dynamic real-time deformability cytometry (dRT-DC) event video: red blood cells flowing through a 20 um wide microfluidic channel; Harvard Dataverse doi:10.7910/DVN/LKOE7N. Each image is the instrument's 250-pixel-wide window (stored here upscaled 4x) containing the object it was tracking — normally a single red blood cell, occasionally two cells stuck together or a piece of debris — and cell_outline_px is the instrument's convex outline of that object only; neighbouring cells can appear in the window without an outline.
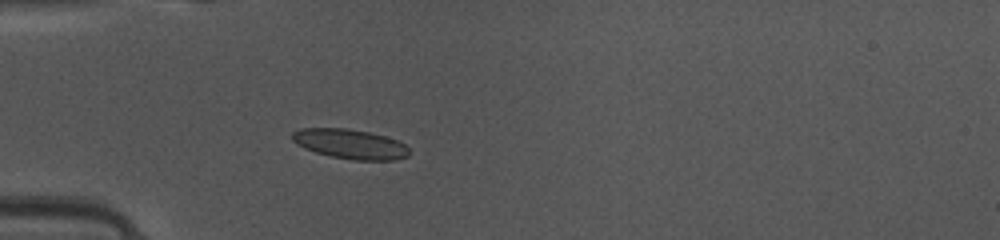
{"species": "common noctule bat (a hibernating species)", "species_latin": "Nyctalus noctula", "temperature_condition": "warm", "stored_images_in_passage": 35, "camera_frame_rate_fps": 3000, "um_per_image_px": 0.085, "animal": {"sex": "female", "body_mass_g": 10.0, "forearm_length_mm": 53.1}, "frame": {"image": 1, "passage_image": 1, "time_ms": 0.0, "image_size_px": [1000, 240], "cell_outline_px": [[408, 156], [396, 160], [356, 160], [332, 156], [316, 152], [304, 148], [292, 140], [292, 132], [300, 128], [344, 128], [368, 132], [384, 136], [396, 140], [404, 144], [408, 148]], "centroid_in_image_um": [29.75, 12.24], "position_along_channel_um": 55.2, "area_um2": 20.0}}
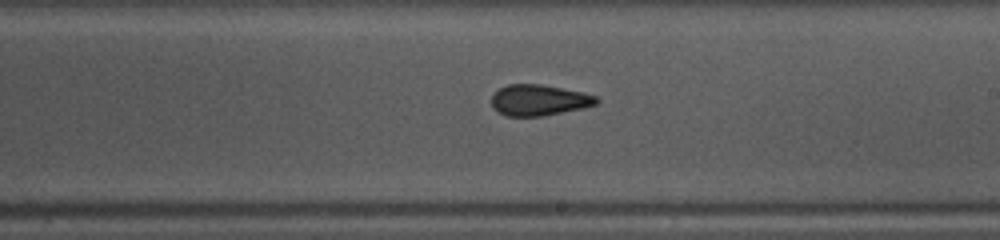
{"frame": {"image": 2, "passage_image": 15, "time_ms": 4.667, "image_size_px": [1000, 240], "cell_outline_px": [[600, 100], [596, 104], [584, 108], [544, 116], [508, 116], [492, 108], [492, 96], [500, 88], [508, 84], [540, 84], [584, 92], [596, 96]], "centroid_in_image_um": [45.84, 8.51], "position_along_channel_um": 243.2, "area_um2": 18.96}}
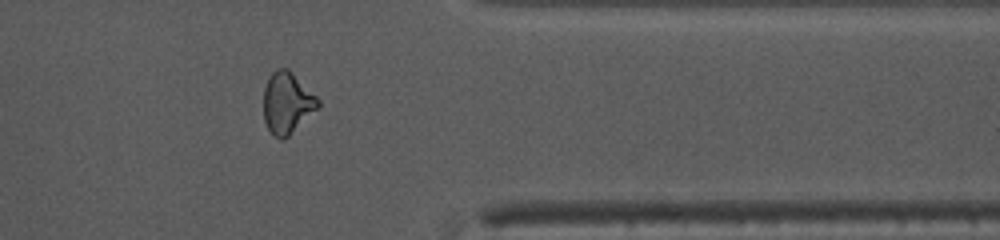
{"frame": {"image": 3, "passage_image": 26, "time_ms": 8.333, "image_size_px": [1000, 240], "cell_outline_px": [[320, 108], [284, 140], [280, 140], [268, 128], [264, 120], [264, 88], [268, 76], [276, 68], [288, 68], [320, 100]], "centroid_in_image_um": [24.42, 8.74], "position_along_channel_um": 387.0, "area_um2": 19.65}, "authors_computed_cell_mechanics": {"area_um2": 19.4208, "velocity_mm_per_s": 4.1543, "shape_relaxation_time_tau1_ms": 10.9731, "shape_relaxation_time_tau2_ms": 1.5241, "deformation_change_tau1": 0.2085, "deformation_change_tau2": 0.0845}}